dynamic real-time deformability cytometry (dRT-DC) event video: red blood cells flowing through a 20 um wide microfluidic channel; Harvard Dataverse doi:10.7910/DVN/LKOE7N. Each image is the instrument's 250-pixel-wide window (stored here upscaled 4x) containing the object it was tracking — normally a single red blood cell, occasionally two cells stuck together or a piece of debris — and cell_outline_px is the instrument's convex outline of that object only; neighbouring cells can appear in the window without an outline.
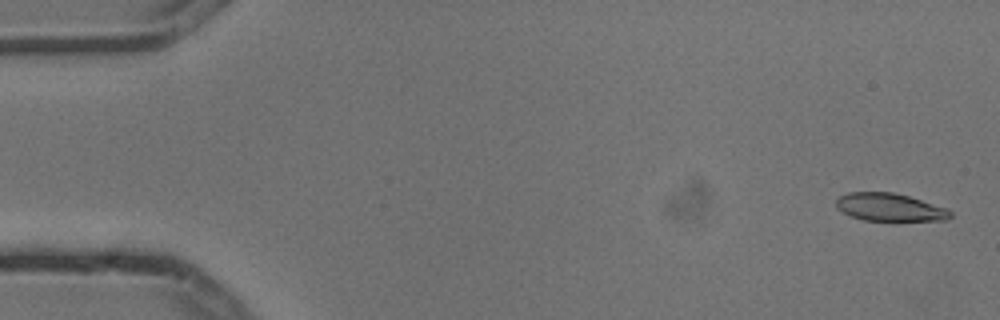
{"species": "common noctule bat (a hibernating species)", "species_latin": "Nyctalus noctula", "temperature_condition": "cold", "stored_images_in_passage": 5, "camera_frame_rate_fps": 3000, "um_per_image_px": 0.085, "animal": {"sex": "male", "body_mass_g": 13.3}, "frame": {"image": 1, "passage_image": 1, "time_ms": 0.0, "image_size_px": [1000, 320], "cell_outline_px": [[952, 216], [948, 220], [892, 224], [864, 220], [852, 216], [836, 208], [836, 200], [840, 196], [848, 192], [892, 192], [908, 196], [948, 208], [952, 212]], "centroid_in_image_um": [75.71, 17.68], "position_along_channel_um": 9.3, "area_um2": 19.59}}
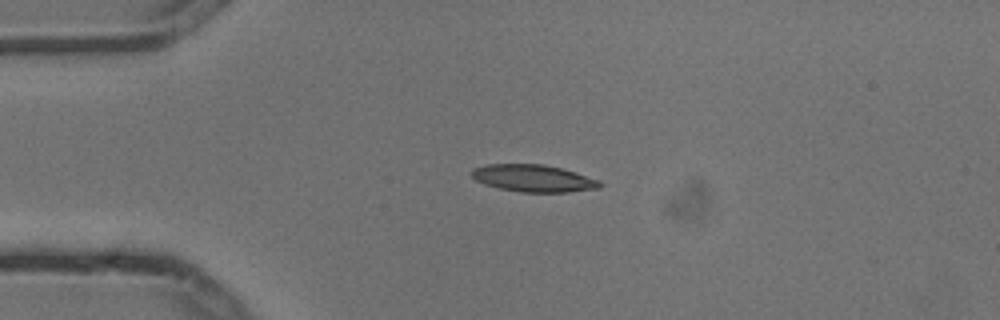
{"frame": {"image": 2, "passage_image": 4, "time_ms": 1.0, "image_size_px": [1000, 320], "cell_outline_px": [[604, 184], [600, 188], [568, 192], [520, 192], [500, 188], [484, 184], [476, 180], [468, 172], [472, 168], [488, 164], [544, 164], [576, 172], [600, 180]], "centroid_in_image_um": [45.34, 15.15], "position_along_channel_um": 39.7, "area_um2": 20.46}}